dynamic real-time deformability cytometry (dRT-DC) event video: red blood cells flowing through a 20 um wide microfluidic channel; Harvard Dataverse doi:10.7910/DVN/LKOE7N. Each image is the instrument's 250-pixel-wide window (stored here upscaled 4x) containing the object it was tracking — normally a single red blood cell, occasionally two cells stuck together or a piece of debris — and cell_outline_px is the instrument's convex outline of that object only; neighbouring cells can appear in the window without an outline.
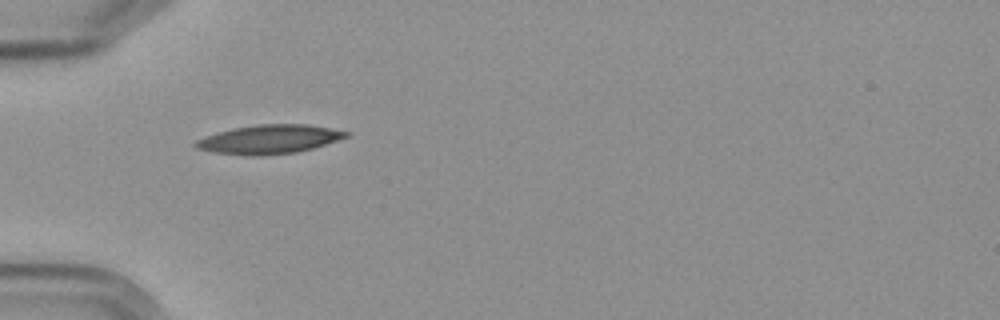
{"species": "Egyptian fruit bat (a non-hibernating species)", "species_latin": "Rousettus aegyptiacus", "temperature_condition": "cold", "stored_images_in_passage": 3, "camera_frame_rate_fps": 3000, "um_per_image_px": 0.085, "frame": {"image": 1, "passage_image": 1, "time_ms": 0.0, "image_size_px": [1000, 320], "cell_outline_px": [[352, 132], [348, 136], [312, 148], [296, 152], [212, 152], [196, 148], [192, 144], [196, 140], [204, 136], [232, 128], [256, 124], [308, 124]], "centroid_in_image_um": [22.91, 11.77], "position_along_channel_um": 62.1, "area_um2": 24.04}}
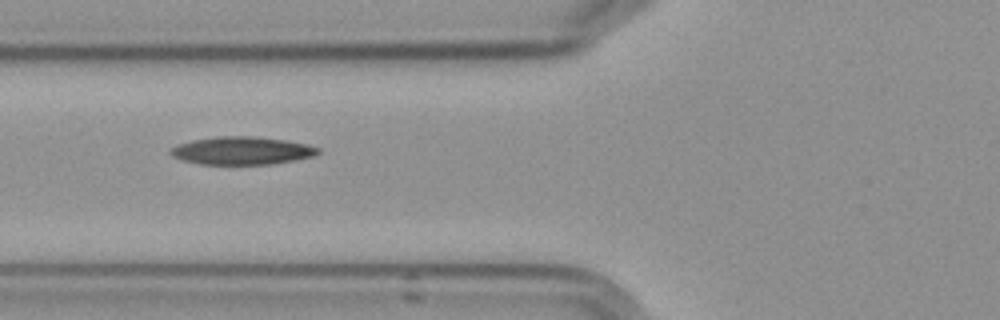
{"frame": {"image": 2, "passage_image": 2, "time_ms": 1.333, "image_size_px": [1000, 320], "cell_outline_px": [[320, 152], [312, 156], [272, 164], [200, 164], [180, 160], [172, 156], [168, 152], [176, 144], [192, 140], [216, 136], [256, 136], [284, 140], [308, 144], [320, 148]], "centroid_in_image_um": [20.51, 12.8], "position_along_channel_um": 105.3, "area_um2": 24.04}}
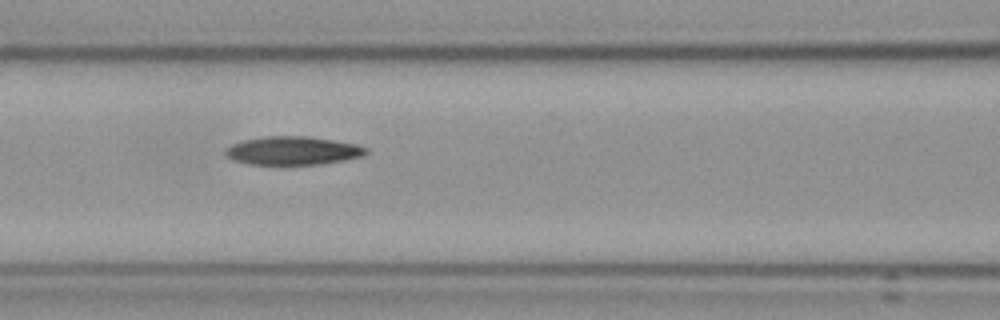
{"frame": {"image": 3, "passage_image": 3, "time_ms": 2.333, "image_size_px": [1000, 320], "cell_outline_px": [[368, 152], [364, 156], [344, 160], [320, 164], [248, 164], [232, 160], [224, 152], [224, 148], [232, 144], [244, 140], [264, 136], [308, 136], [356, 144], [368, 148]], "centroid_in_image_um": [24.88, 12.8], "position_along_channel_um": 141.7, "area_um2": 23.29}}